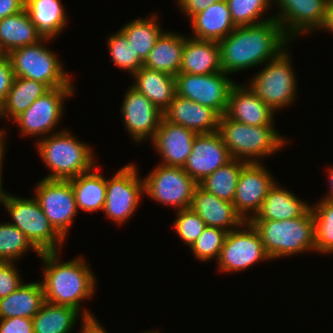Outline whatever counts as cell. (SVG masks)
<instances>
[{"label": "cell", "mask_w": 333, "mask_h": 333, "mask_svg": "<svg viewBox=\"0 0 333 333\" xmlns=\"http://www.w3.org/2000/svg\"><path fill=\"white\" fill-rule=\"evenodd\" d=\"M289 42L291 40L275 19L236 27L219 42L222 71L232 75L257 65L263 67V64L284 50Z\"/></svg>", "instance_id": "cell-1"}, {"label": "cell", "mask_w": 333, "mask_h": 333, "mask_svg": "<svg viewBox=\"0 0 333 333\" xmlns=\"http://www.w3.org/2000/svg\"><path fill=\"white\" fill-rule=\"evenodd\" d=\"M173 227L179 238L184 241L183 244L191 247L202 234L206 224L191 208H186L177 211Z\"/></svg>", "instance_id": "cell-41"}, {"label": "cell", "mask_w": 333, "mask_h": 333, "mask_svg": "<svg viewBox=\"0 0 333 333\" xmlns=\"http://www.w3.org/2000/svg\"><path fill=\"white\" fill-rule=\"evenodd\" d=\"M49 90L41 82L15 76L7 98L0 106V119L8 117L14 120L18 115L26 111L36 99L42 97Z\"/></svg>", "instance_id": "cell-32"}, {"label": "cell", "mask_w": 333, "mask_h": 333, "mask_svg": "<svg viewBox=\"0 0 333 333\" xmlns=\"http://www.w3.org/2000/svg\"><path fill=\"white\" fill-rule=\"evenodd\" d=\"M226 2L236 27L254 25L274 19L273 15L268 18L267 15L264 16L267 10L273 6L272 0H226Z\"/></svg>", "instance_id": "cell-38"}, {"label": "cell", "mask_w": 333, "mask_h": 333, "mask_svg": "<svg viewBox=\"0 0 333 333\" xmlns=\"http://www.w3.org/2000/svg\"><path fill=\"white\" fill-rule=\"evenodd\" d=\"M278 184L276 182L270 189L260 210L251 220L294 219L303 216L311 208V204L298 199L297 195Z\"/></svg>", "instance_id": "cell-25"}, {"label": "cell", "mask_w": 333, "mask_h": 333, "mask_svg": "<svg viewBox=\"0 0 333 333\" xmlns=\"http://www.w3.org/2000/svg\"><path fill=\"white\" fill-rule=\"evenodd\" d=\"M58 253L41 252L39 256L44 267L41 284L45 301L73 307L87 319L95 318L91 311L81 307L83 300L87 301L95 295L96 276L81 255L63 263Z\"/></svg>", "instance_id": "cell-2"}, {"label": "cell", "mask_w": 333, "mask_h": 333, "mask_svg": "<svg viewBox=\"0 0 333 333\" xmlns=\"http://www.w3.org/2000/svg\"><path fill=\"white\" fill-rule=\"evenodd\" d=\"M44 302L45 296L40 281L22 283L16 291L0 298V319L13 317L33 319Z\"/></svg>", "instance_id": "cell-29"}, {"label": "cell", "mask_w": 333, "mask_h": 333, "mask_svg": "<svg viewBox=\"0 0 333 333\" xmlns=\"http://www.w3.org/2000/svg\"><path fill=\"white\" fill-rule=\"evenodd\" d=\"M5 154H2L0 156V204L4 206L5 202L7 201V198L9 196V193H7L5 190H3L2 186V168H3V158Z\"/></svg>", "instance_id": "cell-48"}, {"label": "cell", "mask_w": 333, "mask_h": 333, "mask_svg": "<svg viewBox=\"0 0 333 333\" xmlns=\"http://www.w3.org/2000/svg\"><path fill=\"white\" fill-rule=\"evenodd\" d=\"M186 39L187 36L177 32L164 31L149 52L143 66L175 77L179 74Z\"/></svg>", "instance_id": "cell-28"}, {"label": "cell", "mask_w": 333, "mask_h": 333, "mask_svg": "<svg viewBox=\"0 0 333 333\" xmlns=\"http://www.w3.org/2000/svg\"><path fill=\"white\" fill-rule=\"evenodd\" d=\"M158 15L160 14L152 13L144 19L137 18L126 23L119 29L143 62L148 57L158 38L164 32L158 24Z\"/></svg>", "instance_id": "cell-34"}, {"label": "cell", "mask_w": 333, "mask_h": 333, "mask_svg": "<svg viewBox=\"0 0 333 333\" xmlns=\"http://www.w3.org/2000/svg\"><path fill=\"white\" fill-rule=\"evenodd\" d=\"M274 114L248 85L235 83L232 86L226 111L230 119L251 126L273 125Z\"/></svg>", "instance_id": "cell-21"}, {"label": "cell", "mask_w": 333, "mask_h": 333, "mask_svg": "<svg viewBox=\"0 0 333 333\" xmlns=\"http://www.w3.org/2000/svg\"><path fill=\"white\" fill-rule=\"evenodd\" d=\"M34 193L53 228L66 240L75 215L79 213L71 182L43 178L37 183Z\"/></svg>", "instance_id": "cell-14"}, {"label": "cell", "mask_w": 333, "mask_h": 333, "mask_svg": "<svg viewBox=\"0 0 333 333\" xmlns=\"http://www.w3.org/2000/svg\"><path fill=\"white\" fill-rule=\"evenodd\" d=\"M196 39L220 42L235 28L226 0L216 2L189 20Z\"/></svg>", "instance_id": "cell-24"}, {"label": "cell", "mask_w": 333, "mask_h": 333, "mask_svg": "<svg viewBox=\"0 0 333 333\" xmlns=\"http://www.w3.org/2000/svg\"><path fill=\"white\" fill-rule=\"evenodd\" d=\"M190 208L202 218L206 226L222 228L228 232L239 228L244 222L233 203L219 199L199 184L194 190Z\"/></svg>", "instance_id": "cell-22"}, {"label": "cell", "mask_w": 333, "mask_h": 333, "mask_svg": "<svg viewBox=\"0 0 333 333\" xmlns=\"http://www.w3.org/2000/svg\"><path fill=\"white\" fill-rule=\"evenodd\" d=\"M46 42L48 39H42L7 54L14 75L41 82L49 89L75 87L71 75L64 71L58 55L44 45Z\"/></svg>", "instance_id": "cell-6"}, {"label": "cell", "mask_w": 333, "mask_h": 333, "mask_svg": "<svg viewBox=\"0 0 333 333\" xmlns=\"http://www.w3.org/2000/svg\"><path fill=\"white\" fill-rule=\"evenodd\" d=\"M247 162L232 159L203 179L199 185L221 200L233 203L237 181L242 167Z\"/></svg>", "instance_id": "cell-35"}, {"label": "cell", "mask_w": 333, "mask_h": 333, "mask_svg": "<svg viewBox=\"0 0 333 333\" xmlns=\"http://www.w3.org/2000/svg\"><path fill=\"white\" fill-rule=\"evenodd\" d=\"M267 260L271 258L265 251L259 232L250 221H244L239 229L228 232L216 264L219 272L231 274Z\"/></svg>", "instance_id": "cell-11"}, {"label": "cell", "mask_w": 333, "mask_h": 333, "mask_svg": "<svg viewBox=\"0 0 333 333\" xmlns=\"http://www.w3.org/2000/svg\"><path fill=\"white\" fill-rule=\"evenodd\" d=\"M288 47L266 65L248 82L255 95L267 104L275 113L295 101L297 97V77L292 67Z\"/></svg>", "instance_id": "cell-7"}, {"label": "cell", "mask_w": 333, "mask_h": 333, "mask_svg": "<svg viewBox=\"0 0 333 333\" xmlns=\"http://www.w3.org/2000/svg\"><path fill=\"white\" fill-rule=\"evenodd\" d=\"M25 9L42 39L51 41L66 29L68 15L61 0H25Z\"/></svg>", "instance_id": "cell-27"}, {"label": "cell", "mask_w": 333, "mask_h": 333, "mask_svg": "<svg viewBox=\"0 0 333 333\" xmlns=\"http://www.w3.org/2000/svg\"><path fill=\"white\" fill-rule=\"evenodd\" d=\"M138 167L128 164L121 167L110 179H106V198L103 213L109 220L122 225L138 209L144 194L143 179Z\"/></svg>", "instance_id": "cell-10"}, {"label": "cell", "mask_w": 333, "mask_h": 333, "mask_svg": "<svg viewBox=\"0 0 333 333\" xmlns=\"http://www.w3.org/2000/svg\"><path fill=\"white\" fill-rule=\"evenodd\" d=\"M39 139L36 141L38 154L51 172L45 179L69 180L97 165L91 146L79 141L69 131H55Z\"/></svg>", "instance_id": "cell-3"}, {"label": "cell", "mask_w": 333, "mask_h": 333, "mask_svg": "<svg viewBox=\"0 0 333 333\" xmlns=\"http://www.w3.org/2000/svg\"><path fill=\"white\" fill-rule=\"evenodd\" d=\"M0 333H34L31 318L0 319Z\"/></svg>", "instance_id": "cell-44"}, {"label": "cell", "mask_w": 333, "mask_h": 333, "mask_svg": "<svg viewBox=\"0 0 333 333\" xmlns=\"http://www.w3.org/2000/svg\"><path fill=\"white\" fill-rule=\"evenodd\" d=\"M330 2L331 0H273L280 9L274 19L292 41L298 35L324 29Z\"/></svg>", "instance_id": "cell-15"}, {"label": "cell", "mask_w": 333, "mask_h": 333, "mask_svg": "<svg viewBox=\"0 0 333 333\" xmlns=\"http://www.w3.org/2000/svg\"><path fill=\"white\" fill-rule=\"evenodd\" d=\"M5 208L12 219L9 223L19 228L40 252L62 249L65 239L53 228L35 198L9 194Z\"/></svg>", "instance_id": "cell-8"}, {"label": "cell", "mask_w": 333, "mask_h": 333, "mask_svg": "<svg viewBox=\"0 0 333 333\" xmlns=\"http://www.w3.org/2000/svg\"><path fill=\"white\" fill-rule=\"evenodd\" d=\"M15 75L7 54L0 55V106L7 98Z\"/></svg>", "instance_id": "cell-43"}, {"label": "cell", "mask_w": 333, "mask_h": 333, "mask_svg": "<svg viewBox=\"0 0 333 333\" xmlns=\"http://www.w3.org/2000/svg\"><path fill=\"white\" fill-rule=\"evenodd\" d=\"M227 234L228 231L222 228L206 226L202 234L190 247L194 258L201 262H208L215 258L217 262Z\"/></svg>", "instance_id": "cell-40"}, {"label": "cell", "mask_w": 333, "mask_h": 333, "mask_svg": "<svg viewBox=\"0 0 333 333\" xmlns=\"http://www.w3.org/2000/svg\"><path fill=\"white\" fill-rule=\"evenodd\" d=\"M193 130L181 125L170 123L162 117L159 127L151 140L154 150L162 158L165 166L183 167L187 157L192 152L194 138Z\"/></svg>", "instance_id": "cell-19"}, {"label": "cell", "mask_w": 333, "mask_h": 333, "mask_svg": "<svg viewBox=\"0 0 333 333\" xmlns=\"http://www.w3.org/2000/svg\"><path fill=\"white\" fill-rule=\"evenodd\" d=\"M327 178L329 180V191L327 193V195L323 196L322 199H329V200H333V167H330L329 169H327Z\"/></svg>", "instance_id": "cell-49"}, {"label": "cell", "mask_w": 333, "mask_h": 333, "mask_svg": "<svg viewBox=\"0 0 333 333\" xmlns=\"http://www.w3.org/2000/svg\"><path fill=\"white\" fill-rule=\"evenodd\" d=\"M163 117L170 123L181 125L197 134L217 132L220 120V115L214 109L177 94L163 112Z\"/></svg>", "instance_id": "cell-20"}, {"label": "cell", "mask_w": 333, "mask_h": 333, "mask_svg": "<svg viewBox=\"0 0 333 333\" xmlns=\"http://www.w3.org/2000/svg\"><path fill=\"white\" fill-rule=\"evenodd\" d=\"M106 41L110 57L118 68L132 75L143 66V61L120 30L110 35Z\"/></svg>", "instance_id": "cell-39"}, {"label": "cell", "mask_w": 333, "mask_h": 333, "mask_svg": "<svg viewBox=\"0 0 333 333\" xmlns=\"http://www.w3.org/2000/svg\"><path fill=\"white\" fill-rule=\"evenodd\" d=\"M329 31L332 32L333 34V2L331 1L330 2V5H329V11H328V15H327V23L324 27V31Z\"/></svg>", "instance_id": "cell-50"}, {"label": "cell", "mask_w": 333, "mask_h": 333, "mask_svg": "<svg viewBox=\"0 0 333 333\" xmlns=\"http://www.w3.org/2000/svg\"><path fill=\"white\" fill-rule=\"evenodd\" d=\"M229 77L223 71L205 75L179 73L175 76L176 94L225 115L230 90L236 83Z\"/></svg>", "instance_id": "cell-12"}, {"label": "cell", "mask_w": 333, "mask_h": 333, "mask_svg": "<svg viewBox=\"0 0 333 333\" xmlns=\"http://www.w3.org/2000/svg\"><path fill=\"white\" fill-rule=\"evenodd\" d=\"M232 159L218 132L197 134L192 145V152L182 168L199 184Z\"/></svg>", "instance_id": "cell-18"}, {"label": "cell", "mask_w": 333, "mask_h": 333, "mask_svg": "<svg viewBox=\"0 0 333 333\" xmlns=\"http://www.w3.org/2000/svg\"><path fill=\"white\" fill-rule=\"evenodd\" d=\"M120 113L127 133L139 144L153 139L163 117V112L131 86L124 95Z\"/></svg>", "instance_id": "cell-17"}, {"label": "cell", "mask_w": 333, "mask_h": 333, "mask_svg": "<svg viewBox=\"0 0 333 333\" xmlns=\"http://www.w3.org/2000/svg\"><path fill=\"white\" fill-rule=\"evenodd\" d=\"M250 222L259 232L265 251L271 259L291 257L306 251L316 252L311 208L299 218Z\"/></svg>", "instance_id": "cell-5"}, {"label": "cell", "mask_w": 333, "mask_h": 333, "mask_svg": "<svg viewBox=\"0 0 333 333\" xmlns=\"http://www.w3.org/2000/svg\"><path fill=\"white\" fill-rule=\"evenodd\" d=\"M96 165L92 170L69 179L75 195L78 210L102 211L106 198V178ZM99 171V172H98Z\"/></svg>", "instance_id": "cell-31"}, {"label": "cell", "mask_w": 333, "mask_h": 333, "mask_svg": "<svg viewBox=\"0 0 333 333\" xmlns=\"http://www.w3.org/2000/svg\"><path fill=\"white\" fill-rule=\"evenodd\" d=\"M81 324L79 333H108L96 318L86 319Z\"/></svg>", "instance_id": "cell-47"}, {"label": "cell", "mask_w": 333, "mask_h": 333, "mask_svg": "<svg viewBox=\"0 0 333 333\" xmlns=\"http://www.w3.org/2000/svg\"><path fill=\"white\" fill-rule=\"evenodd\" d=\"M42 38L26 9L0 20V52L8 54L19 47L33 45Z\"/></svg>", "instance_id": "cell-30"}, {"label": "cell", "mask_w": 333, "mask_h": 333, "mask_svg": "<svg viewBox=\"0 0 333 333\" xmlns=\"http://www.w3.org/2000/svg\"><path fill=\"white\" fill-rule=\"evenodd\" d=\"M79 317L82 321L87 319L73 307L45 301L32 319L34 333H71Z\"/></svg>", "instance_id": "cell-33"}, {"label": "cell", "mask_w": 333, "mask_h": 333, "mask_svg": "<svg viewBox=\"0 0 333 333\" xmlns=\"http://www.w3.org/2000/svg\"><path fill=\"white\" fill-rule=\"evenodd\" d=\"M314 218V241L316 252L333 253V200L320 199L311 205Z\"/></svg>", "instance_id": "cell-36"}, {"label": "cell", "mask_w": 333, "mask_h": 333, "mask_svg": "<svg viewBox=\"0 0 333 333\" xmlns=\"http://www.w3.org/2000/svg\"><path fill=\"white\" fill-rule=\"evenodd\" d=\"M28 249L41 252L31 243L26 235L16 226L9 222L0 223V261L15 263L19 258L28 252Z\"/></svg>", "instance_id": "cell-37"}, {"label": "cell", "mask_w": 333, "mask_h": 333, "mask_svg": "<svg viewBox=\"0 0 333 333\" xmlns=\"http://www.w3.org/2000/svg\"><path fill=\"white\" fill-rule=\"evenodd\" d=\"M132 77L135 82L131 87L144 94L161 112L169 107L176 94L173 75L142 66Z\"/></svg>", "instance_id": "cell-26"}, {"label": "cell", "mask_w": 333, "mask_h": 333, "mask_svg": "<svg viewBox=\"0 0 333 333\" xmlns=\"http://www.w3.org/2000/svg\"><path fill=\"white\" fill-rule=\"evenodd\" d=\"M178 8L190 20L195 14L222 0H176Z\"/></svg>", "instance_id": "cell-45"}, {"label": "cell", "mask_w": 333, "mask_h": 333, "mask_svg": "<svg viewBox=\"0 0 333 333\" xmlns=\"http://www.w3.org/2000/svg\"><path fill=\"white\" fill-rule=\"evenodd\" d=\"M6 133H7L6 130L0 129V156L5 153V150H7L5 149L6 147L5 140L7 137Z\"/></svg>", "instance_id": "cell-51"}, {"label": "cell", "mask_w": 333, "mask_h": 333, "mask_svg": "<svg viewBox=\"0 0 333 333\" xmlns=\"http://www.w3.org/2000/svg\"><path fill=\"white\" fill-rule=\"evenodd\" d=\"M246 163L239 174L233 205L244 221H250L260 210L265 197L276 183L267 166Z\"/></svg>", "instance_id": "cell-16"}, {"label": "cell", "mask_w": 333, "mask_h": 333, "mask_svg": "<svg viewBox=\"0 0 333 333\" xmlns=\"http://www.w3.org/2000/svg\"><path fill=\"white\" fill-rule=\"evenodd\" d=\"M144 194L157 203L178 210L190 208L198 185L182 167L156 165L143 178Z\"/></svg>", "instance_id": "cell-9"}, {"label": "cell", "mask_w": 333, "mask_h": 333, "mask_svg": "<svg viewBox=\"0 0 333 333\" xmlns=\"http://www.w3.org/2000/svg\"><path fill=\"white\" fill-rule=\"evenodd\" d=\"M75 87H59L50 89L13 122L18 125L20 134L27 137H47L54 134L64 114V100L75 94ZM53 132V133H52ZM48 134V135H47Z\"/></svg>", "instance_id": "cell-13"}, {"label": "cell", "mask_w": 333, "mask_h": 333, "mask_svg": "<svg viewBox=\"0 0 333 333\" xmlns=\"http://www.w3.org/2000/svg\"><path fill=\"white\" fill-rule=\"evenodd\" d=\"M25 9V0H0V20Z\"/></svg>", "instance_id": "cell-46"}, {"label": "cell", "mask_w": 333, "mask_h": 333, "mask_svg": "<svg viewBox=\"0 0 333 333\" xmlns=\"http://www.w3.org/2000/svg\"><path fill=\"white\" fill-rule=\"evenodd\" d=\"M144 333H159V332H158V330L157 331L156 330L155 331L151 330V331H146Z\"/></svg>", "instance_id": "cell-52"}, {"label": "cell", "mask_w": 333, "mask_h": 333, "mask_svg": "<svg viewBox=\"0 0 333 333\" xmlns=\"http://www.w3.org/2000/svg\"><path fill=\"white\" fill-rule=\"evenodd\" d=\"M220 71L222 67L219 42L187 37L179 73L205 75Z\"/></svg>", "instance_id": "cell-23"}, {"label": "cell", "mask_w": 333, "mask_h": 333, "mask_svg": "<svg viewBox=\"0 0 333 333\" xmlns=\"http://www.w3.org/2000/svg\"><path fill=\"white\" fill-rule=\"evenodd\" d=\"M232 158L247 163H260L285 147L288 142L273 125L251 126L220 116L218 130Z\"/></svg>", "instance_id": "cell-4"}, {"label": "cell", "mask_w": 333, "mask_h": 333, "mask_svg": "<svg viewBox=\"0 0 333 333\" xmlns=\"http://www.w3.org/2000/svg\"><path fill=\"white\" fill-rule=\"evenodd\" d=\"M13 262L0 261V298L6 297L16 291L23 283L20 271Z\"/></svg>", "instance_id": "cell-42"}]
</instances>
